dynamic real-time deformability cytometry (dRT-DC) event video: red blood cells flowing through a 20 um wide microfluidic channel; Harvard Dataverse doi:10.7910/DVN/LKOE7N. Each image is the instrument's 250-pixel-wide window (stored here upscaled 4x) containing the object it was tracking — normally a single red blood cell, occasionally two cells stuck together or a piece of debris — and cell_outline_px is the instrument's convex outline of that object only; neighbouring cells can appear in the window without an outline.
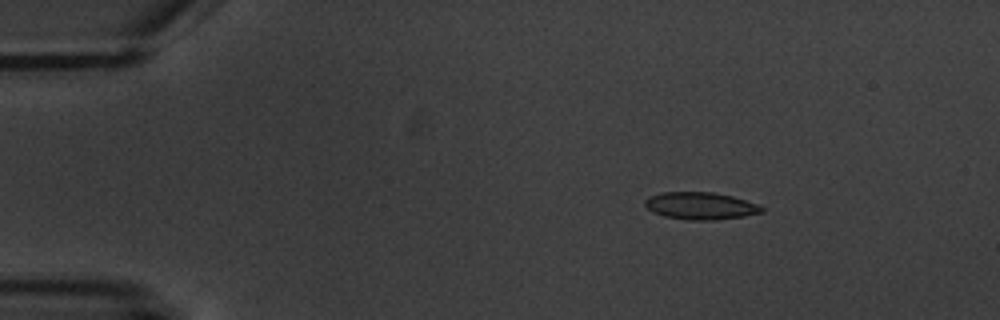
{"species": "common noctule bat (a hibernating species)", "species_latin": "Nyctalus noctula", "temperature_condition": "warm", "stored_images_in_passage": 4, "camera_frame_rate_fps": 3000, "um_per_image_px": 0.085, "animal": {"sex": "male", "body_mass_g": 20.1, "forearm_length_mm": 53.5}, "frame": {"image": 1, "passage_image": 2, "time_ms": 1.0, "image_size_px": [1000, 320], "cell_outline_px": [[764, 212], [744, 216], [712, 220], [688, 220], [664, 216], [652, 212], [644, 204], [644, 200], [648, 196], [660, 192], [712, 192], [732, 196], [760, 204], [764, 208]], "centroid_in_image_um": [59.54, 17.49], "position_along_channel_um": 25.5, "area_um2": 18.73}}